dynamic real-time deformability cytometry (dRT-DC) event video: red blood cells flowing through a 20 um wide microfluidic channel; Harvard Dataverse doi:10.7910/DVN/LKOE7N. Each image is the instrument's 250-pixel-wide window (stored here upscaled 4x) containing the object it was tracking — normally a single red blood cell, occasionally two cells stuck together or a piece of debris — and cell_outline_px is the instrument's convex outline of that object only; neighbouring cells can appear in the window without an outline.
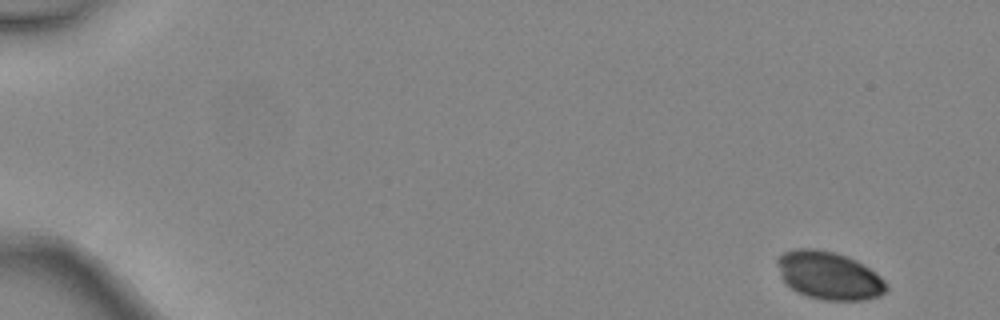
{"species": "common noctule bat (a hibernating species)", "species_latin": "Nyctalus noctula", "temperature_condition": "warm", "stored_images_in_passage": 5, "camera_frame_rate_fps": 3000, "um_per_image_px": 0.085, "animal": {"sex": "female", "body_mass_g": 24.6, "forearm_length_mm": 56.2}, "frame": {"image": 1, "passage_image": 1, "time_ms": 0.0, "image_size_px": [1000, 320], "cell_outline_px": [[888, 288], [880, 296], [868, 300], [824, 300], [808, 296], [796, 292], [784, 284], [780, 276], [776, 260], [784, 252], [796, 248], [812, 248], [836, 252], [848, 256], [864, 264], [880, 276], [884, 280]], "centroid_in_image_um": [70.45, 23.42], "position_along_channel_um": 14.6, "area_um2": 30.81}}
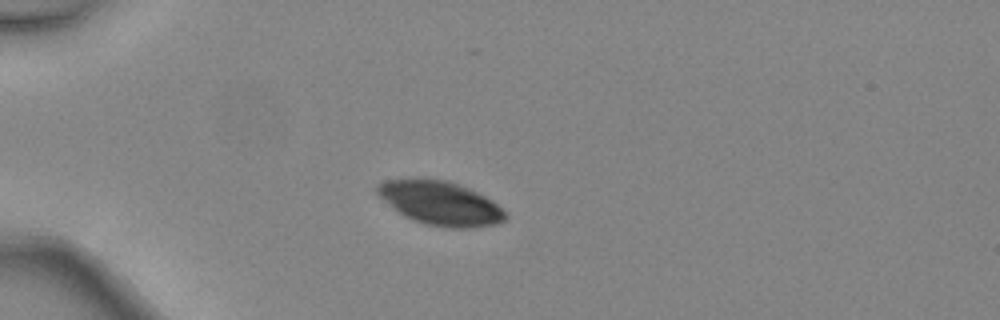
{"frame": {"image": 2, "passage_image": 4, "time_ms": 1.0, "image_size_px": [1000, 320], "cell_outline_px": [[508, 216], [504, 220], [496, 224], [472, 228], [452, 228], [428, 224], [412, 220], [404, 216], [384, 200], [376, 192], [376, 184], [384, 180], [444, 180], [468, 188], [492, 200]], "centroid_in_image_um": [37.43, 17.29], "position_along_channel_um": 47.6, "area_um2": 31.96}}